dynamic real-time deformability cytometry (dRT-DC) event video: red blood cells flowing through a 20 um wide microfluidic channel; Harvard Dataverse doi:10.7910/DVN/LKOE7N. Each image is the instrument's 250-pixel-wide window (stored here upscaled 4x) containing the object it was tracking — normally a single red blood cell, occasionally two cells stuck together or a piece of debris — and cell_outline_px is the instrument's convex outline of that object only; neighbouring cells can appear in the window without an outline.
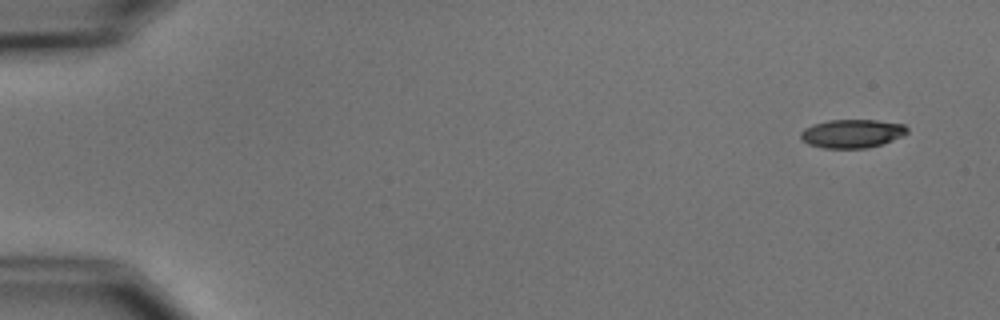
{"species": "common noctule bat (a hibernating species)", "species_latin": "Nyctalus noctula", "temperature_condition": "cold", "stored_images_in_passage": 4, "camera_frame_rate_fps": 3000, "um_per_image_px": 0.085, "animal": {"sex": "male", "body_mass_g": 15.6}, "frame": {"image": 1, "passage_image": 1, "time_ms": 0.0, "image_size_px": [1000, 320], "cell_outline_px": [[908, 132], [904, 136], [868, 148], [824, 148], [808, 144], [800, 136], [800, 132], [804, 128], [812, 124], [828, 120], [876, 120], [904, 124], [908, 128]], "centroid_in_image_um": [72.43, 11.34], "position_along_channel_um": 12.6, "area_um2": 17.74}}
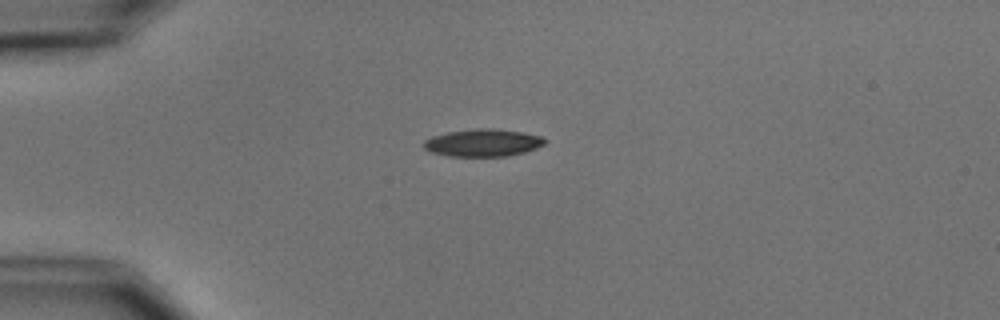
{"frame": {"image": 2, "passage_image": 4, "time_ms": 3.667, "image_size_px": [1000, 320], "cell_outline_px": [[548, 140], [544, 144], [536, 148], [524, 152], [508, 156], [448, 156], [432, 152], [424, 148], [424, 140], [432, 136], [448, 132], [476, 128], [492, 128], [520, 132], [544, 136]], "centroid_in_image_um": [41.07, 12.13], "position_along_channel_um": 43.9, "area_um2": 19.36}}